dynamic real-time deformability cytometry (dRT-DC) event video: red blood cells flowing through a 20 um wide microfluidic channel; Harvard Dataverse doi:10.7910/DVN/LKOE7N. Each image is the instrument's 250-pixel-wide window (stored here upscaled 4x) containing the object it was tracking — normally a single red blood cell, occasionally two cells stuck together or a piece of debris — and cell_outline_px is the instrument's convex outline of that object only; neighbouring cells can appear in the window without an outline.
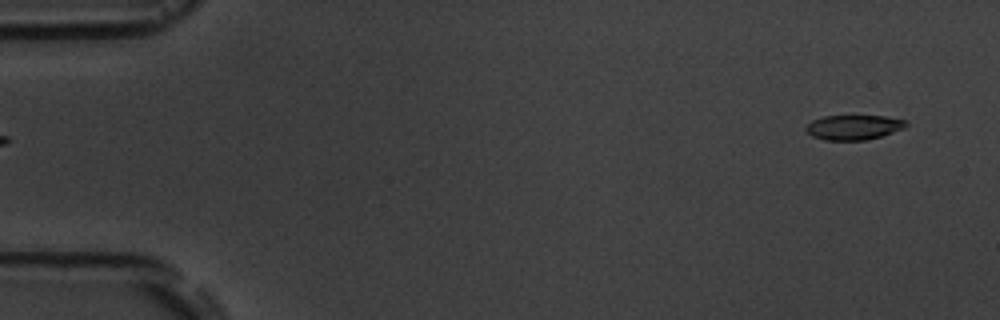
{"species": "common noctule bat (a hibernating species)", "species_latin": "Nyctalus noctula", "temperature_condition": "room temperature", "stored_images_in_passage": 6, "camera_frame_rate_fps": 3000, "um_per_image_px": 0.085, "animal": {"sex": "male", "body_mass_g": 19.5, "forearm_length_mm": 54.6}, "frame": {"image": 1, "passage_image": 1, "time_ms": 0.0, "image_size_px": [1000, 320], "cell_outline_px": [[908, 124], [904, 128], [880, 136], [864, 140], [824, 140], [812, 136], [804, 128], [812, 120], [824, 116], [884, 116], [908, 120]], "centroid_in_image_um": [72.56, 10.81], "position_along_channel_um": 12.4, "area_um2": 14.39}}
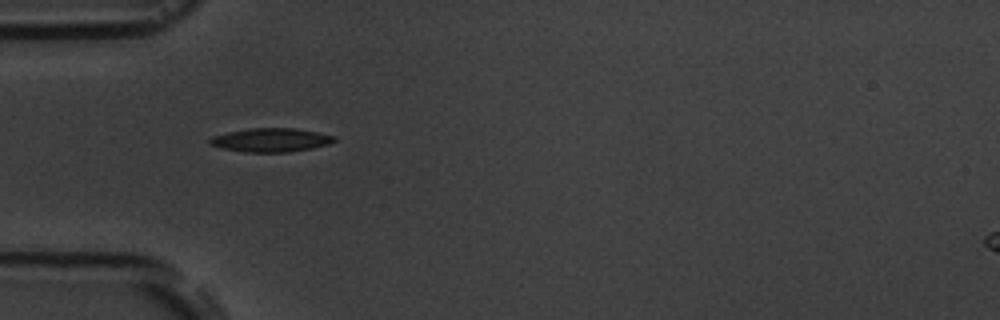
{"frame": {"image": 2, "passage_image": 5, "time_ms": 4.667, "image_size_px": [1000, 320], "cell_outline_px": [[336, 140], [328, 144], [312, 148], [288, 152], [244, 152], [220, 148], [208, 144], [208, 140], [212, 136], [228, 132], [252, 128], [292, 128], [316, 132], [336, 136]], "centroid_in_image_um": [22.99, 11.91], "position_along_channel_um": 62.0, "area_um2": 17.17}}
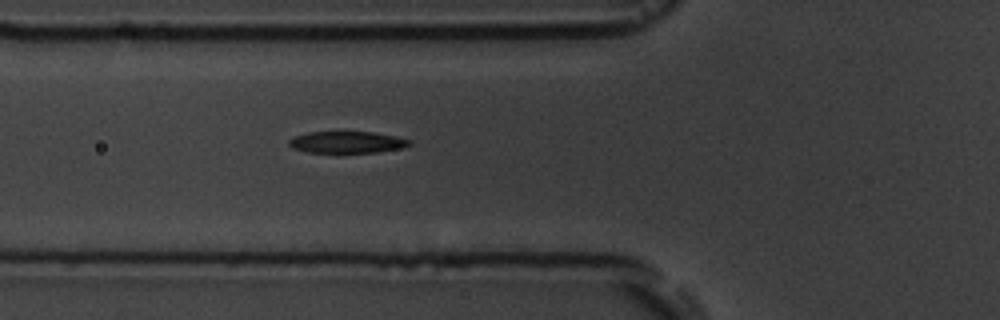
{"frame": {"image": 3, "passage_image": 6, "time_ms": 5.667, "image_size_px": [1000, 320], "cell_outline_px": [[412, 144], [404, 148], [376, 152], [308, 152], [292, 148], [288, 144], [288, 140], [296, 136], [308, 132], [372, 132], [396, 136], [412, 140]], "centroid_in_image_um": [29.54, 12.08], "position_along_channel_um": 96.3, "area_um2": 15.2}}